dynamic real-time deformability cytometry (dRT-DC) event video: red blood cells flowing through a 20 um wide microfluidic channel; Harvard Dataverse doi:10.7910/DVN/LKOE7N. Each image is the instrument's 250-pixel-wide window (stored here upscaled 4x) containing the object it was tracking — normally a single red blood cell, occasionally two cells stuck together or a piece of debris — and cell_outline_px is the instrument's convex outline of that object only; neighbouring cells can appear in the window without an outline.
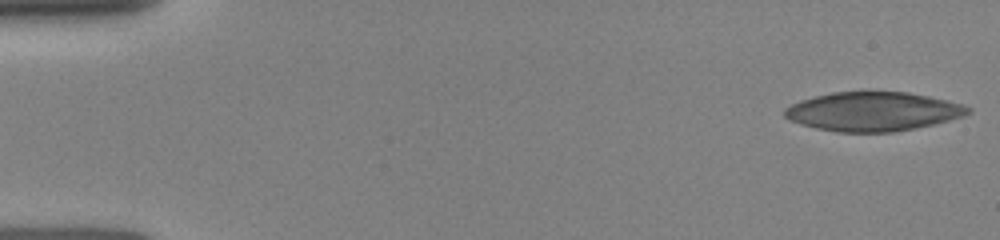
{"species": "human", "species_latin": "Homo sapiens", "temperature_condition": "room temperature", "stored_images_in_passage": 13, "camera_frame_rate_fps": 3000, "um_per_image_px": 0.085, "donor": {"sex": "female"}, "frame": {"image": 1, "passage_image": 1, "time_ms": 0.0, "image_size_px": [1000, 240], "cell_outline_px": [[972, 112], [964, 116], [916, 128], [892, 132], [836, 132], [816, 128], [800, 124], [788, 120], [784, 116], [784, 108], [800, 100], [832, 92], [908, 92], [948, 100], [964, 104], [972, 108]], "centroid_in_image_um": [74.21, 9.48], "position_along_channel_um": 10.8, "area_um2": 41.79}}
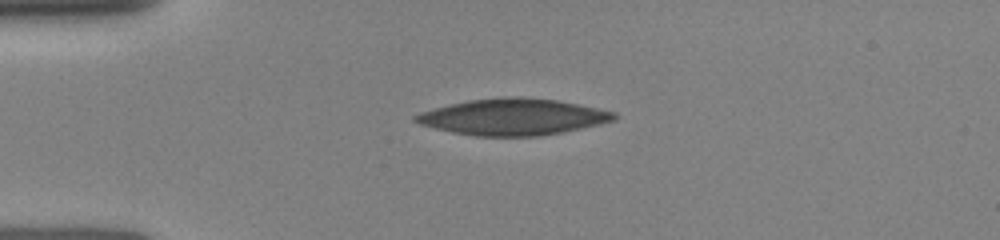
{"frame": {"image": 2, "passage_image": 8, "time_ms": 3.333, "image_size_px": [1000, 240], "cell_outline_px": [[616, 120], [600, 124], [564, 132], [536, 136], [476, 136], [452, 132], [420, 124], [412, 120], [412, 116], [420, 112], [448, 104], [468, 100], [504, 96], [516, 96], [556, 100], [616, 112]], "centroid_in_image_um": [43.57, 9.93], "position_along_channel_um": 41.4, "area_um2": 42.08}}
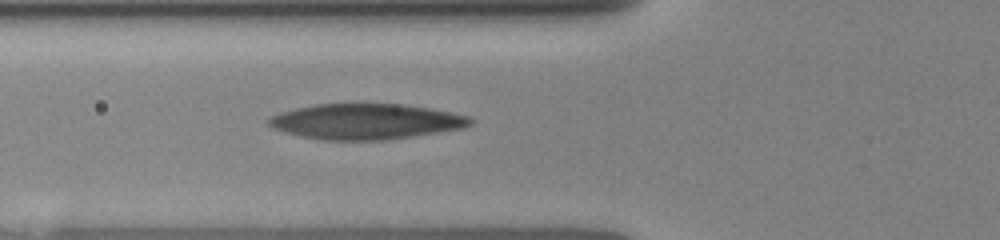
{"frame": {"image": 3, "passage_image": 13, "time_ms": 5.333, "image_size_px": [1000, 240], "cell_outline_px": [[476, 120], [472, 124], [464, 128], [440, 132], [388, 140], [324, 140], [284, 132], [272, 128], [268, 124], [268, 116], [280, 112], [296, 108], [316, 104], [404, 104], [428, 108], [472, 116]], "centroid_in_image_um": [31.14, 10.33], "position_along_channel_um": 94.7, "area_um2": 41.96}}